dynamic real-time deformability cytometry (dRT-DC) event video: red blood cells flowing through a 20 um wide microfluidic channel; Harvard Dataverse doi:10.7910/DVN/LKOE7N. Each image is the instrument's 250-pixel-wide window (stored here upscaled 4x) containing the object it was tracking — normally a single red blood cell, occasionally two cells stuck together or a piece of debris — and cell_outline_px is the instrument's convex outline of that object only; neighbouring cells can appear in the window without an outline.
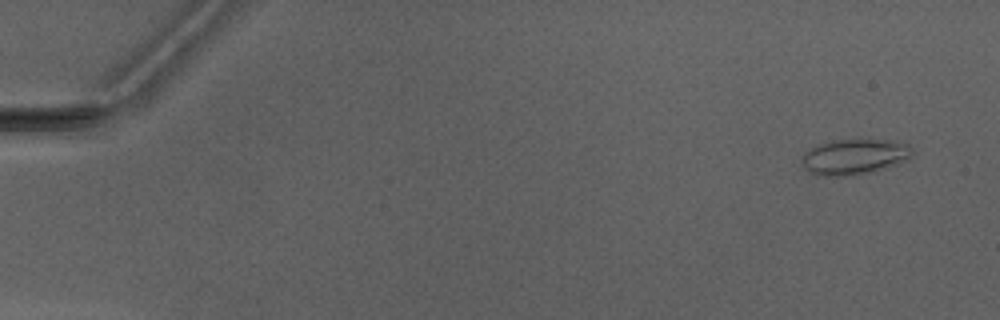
{"species": "Egyptian fruit bat (a non-hibernating species)", "species_latin": "Rousettus aegyptiacus", "temperature_condition": "warm", "stored_images_in_passage": 5, "camera_frame_rate_fps": 3000, "um_per_image_px": 0.085, "animal": {"sex": "male"}, "frame": {"image": 1, "passage_image": 1, "time_ms": 0.0, "image_size_px": [1000, 320], "cell_outline_px": [[912, 156], [908, 160], [888, 168], [872, 172], [844, 176], [816, 176], [808, 172], [804, 168], [800, 160], [804, 152], [816, 144], [832, 140], [888, 140], [908, 144], [912, 148]], "centroid_in_image_um": [72.59, 13.34], "position_along_channel_um": 12.4, "area_um2": 23.29}}